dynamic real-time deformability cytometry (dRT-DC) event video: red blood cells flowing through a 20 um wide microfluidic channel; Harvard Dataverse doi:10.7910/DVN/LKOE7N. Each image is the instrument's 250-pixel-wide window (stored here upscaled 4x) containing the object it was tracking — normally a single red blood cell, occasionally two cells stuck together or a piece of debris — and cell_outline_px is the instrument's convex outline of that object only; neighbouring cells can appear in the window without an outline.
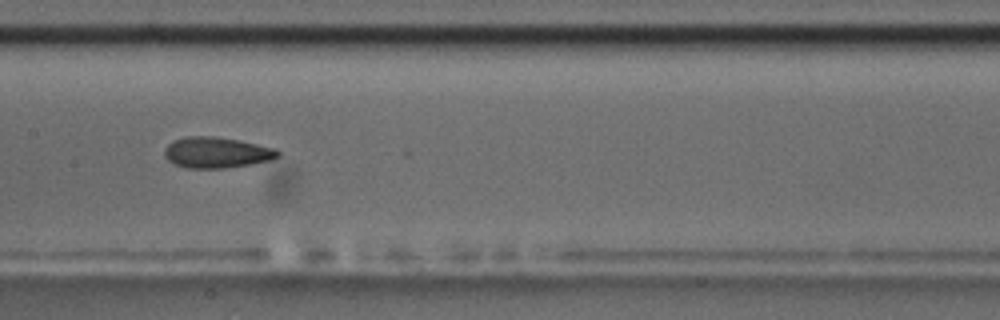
{"species": "common noctule bat (a hibernating species)", "species_latin": "Nyctalus noctula", "temperature_condition": "room temperature", "stored_images_in_passage": 12, "camera_frame_rate_fps": 3000, "um_per_image_px": 0.085, "animal": {"sex": "male", "body_mass_g": 17.5, "forearm_length_mm": 52.3}, "frame": {"image": 1, "passage_image": 4, "time_ms": 3.333, "image_size_px": [1000, 320], "cell_outline_px": [[280, 156], [272, 160], [252, 164], [224, 168], [188, 168], [176, 164], [168, 160], [164, 156], [164, 148], [172, 140], [188, 136], [212, 136], [236, 140], [276, 148], [280, 152]], "centroid_in_image_um": [18.41, 12.97], "position_along_channel_um": 189.0, "area_um2": 20.4}}